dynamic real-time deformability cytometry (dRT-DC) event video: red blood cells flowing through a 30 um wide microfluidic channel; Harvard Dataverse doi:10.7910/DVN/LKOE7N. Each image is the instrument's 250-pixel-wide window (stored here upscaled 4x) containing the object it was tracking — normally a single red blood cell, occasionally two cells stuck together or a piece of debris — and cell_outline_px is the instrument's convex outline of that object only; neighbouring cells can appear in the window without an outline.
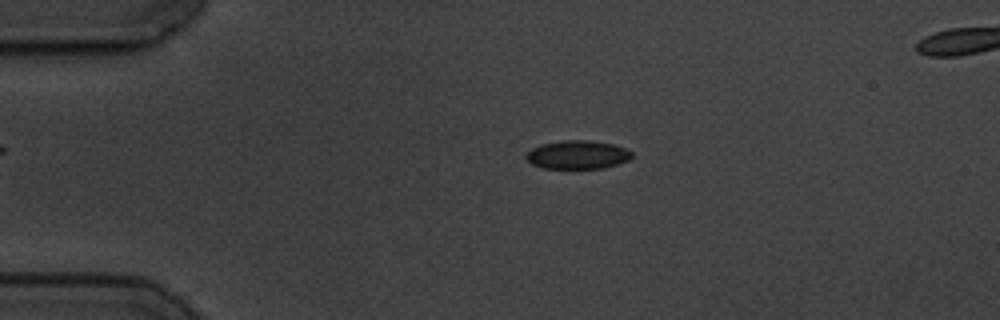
{"species": "common noctule bat (a hibernating species)", "species_latin": "Nyctalus noctula", "temperature_condition": "cold", "stored_images_in_passage": 10, "camera_frame_rate_fps": 3000, "um_per_image_px": 0.085, "animal": {"sex": "male", "body_mass_g": 19.5, "forearm_length_mm": 54.6}, "frame": {"image": 1, "passage_image": 2, "time_ms": 1.333, "image_size_px": [1000, 320], "cell_outline_px": [[632, 156], [628, 160], [604, 168], [544, 168], [532, 164], [524, 156], [532, 148], [540, 144], [560, 140], [588, 140], [612, 144], [624, 148], [632, 152]], "centroid_in_image_um": [49.06, 13.14], "position_along_channel_um": 35.9, "area_um2": 17.46}}
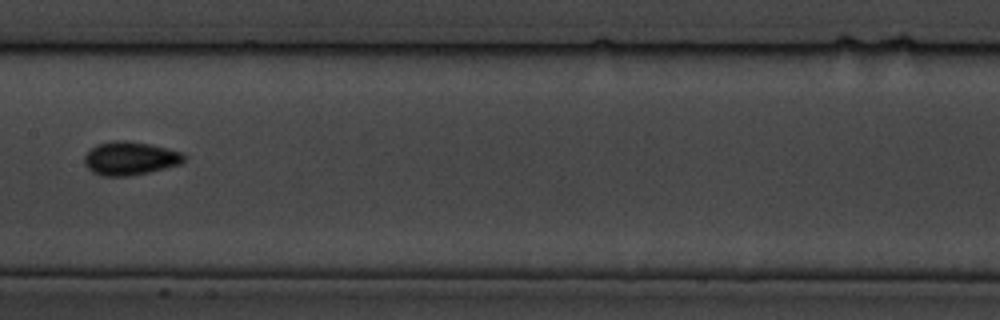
{"frame": {"image": 2, "passage_image": 7, "time_ms": 7.0, "image_size_px": [1000, 320], "cell_outline_px": [[184, 160], [180, 164], [148, 172], [128, 176], [100, 176], [92, 172], [84, 164], [84, 156], [96, 144], [112, 140], [124, 140], [148, 144], [184, 152]], "centroid_in_image_um": [11.02, 13.46], "position_along_channel_um": 196.4, "area_um2": 19.36}}
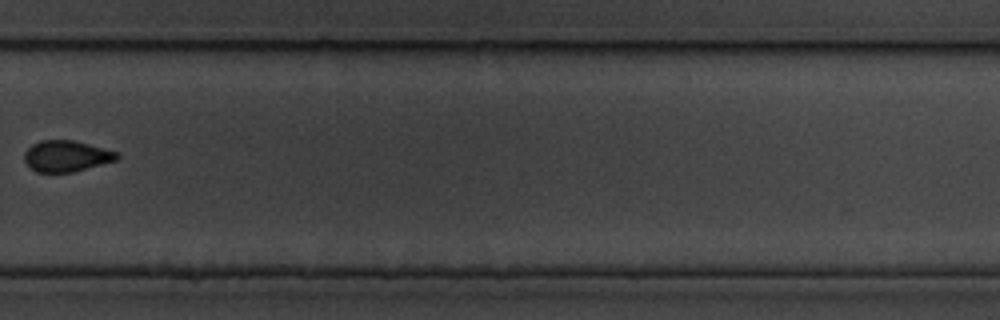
{"frame": {"image": 3, "passage_image": 10, "time_ms": 10.667, "image_size_px": [1000, 320], "cell_outline_px": [[120, 156], [116, 160], [72, 172], [36, 172], [24, 160], [24, 152], [32, 144], [40, 140], [72, 140], [88, 144], [116, 152]], "centroid_in_image_um": [5.6, 13.26], "position_along_channel_um": 324.2, "area_um2": 16.53}}